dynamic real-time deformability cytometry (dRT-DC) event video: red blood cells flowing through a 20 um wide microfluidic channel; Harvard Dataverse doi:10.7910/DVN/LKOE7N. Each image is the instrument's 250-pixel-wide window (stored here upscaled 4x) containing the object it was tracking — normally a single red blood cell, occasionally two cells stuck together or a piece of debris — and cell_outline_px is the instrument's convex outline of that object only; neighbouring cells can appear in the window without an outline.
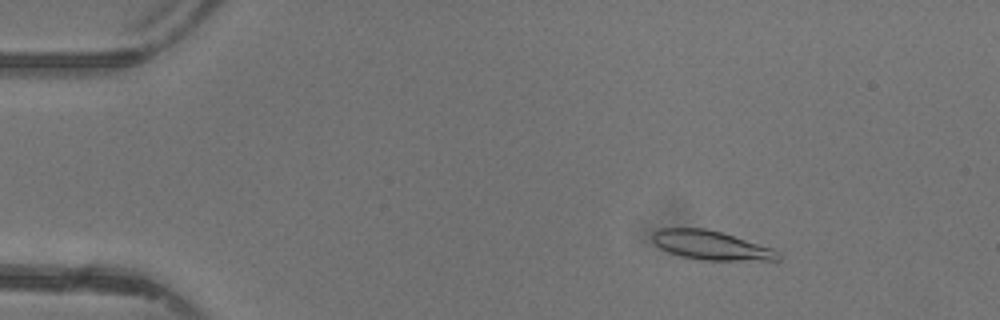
{"species": "common noctule bat (a hibernating species)", "species_latin": "Nyctalus noctula", "temperature_condition": "warm", "stored_images_in_passage": 48, "camera_frame_rate_fps": 3000, "um_per_image_px": 0.085, "animal": {"sex": "female"}, "frame": {"image": 1, "passage_image": 8, "time_ms": 2.333, "image_size_px": [1000, 320], "cell_outline_px": [[780, 260], [700, 260], [680, 256], [668, 252], [660, 248], [652, 240], [652, 232], [660, 228], [704, 228], [720, 232], [772, 248], [780, 252]], "centroid_in_image_um": [60.4, 20.85], "position_along_channel_um": 24.6, "area_um2": 21.15}}
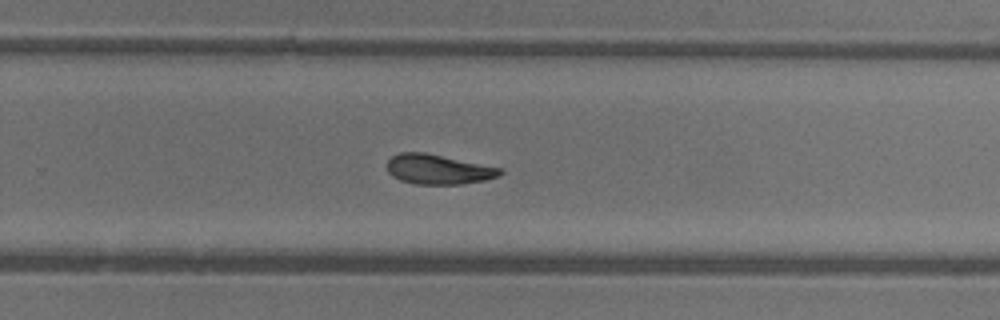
{"frame": {"image": 2, "passage_image": 32, "time_ms": 10.333, "image_size_px": [1000, 320], "cell_outline_px": [[504, 172], [500, 176], [484, 180], [460, 184], [416, 184], [400, 180], [392, 176], [388, 172], [384, 164], [392, 156], [400, 152], [424, 152], [500, 168]], "centroid_in_image_um": [37.19, 14.39], "position_along_channel_um": 292.6, "area_um2": 19.59}}
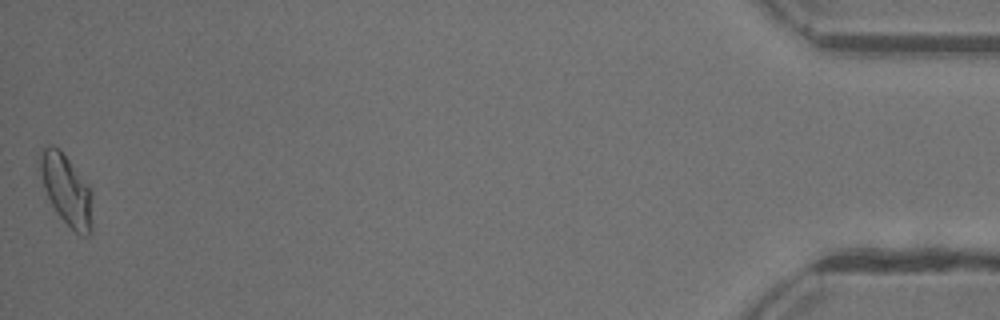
{"frame": {"image": 3, "passage_image": 48, "time_ms": 15.667, "image_size_px": [1000, 320], "cell_outline_px": [[92, 232], [88, 236], [80, 236], [60, 216], [52, 204], [44, 188], [36, 160], [40, 148], [48, 144], [52, 144], [68, 160], [88, 184], [92, 192]], "centroid_in_image_um": [5.63, 16.11], "position_along_channel_um": 429.6, "area_um2": 21.68}, "authors_computed_cell_mechanics": {"area_um2": 20.3456, "velocity_mm_per_s": 4.3824, "shape_relaxation_time_tau1_ms": 11.1399, "shape_relaxation_time_tau2_ms": 9.5538, "deformation_change_tau1": 0.2881, "deformation_change_tau2": 0.2113}}